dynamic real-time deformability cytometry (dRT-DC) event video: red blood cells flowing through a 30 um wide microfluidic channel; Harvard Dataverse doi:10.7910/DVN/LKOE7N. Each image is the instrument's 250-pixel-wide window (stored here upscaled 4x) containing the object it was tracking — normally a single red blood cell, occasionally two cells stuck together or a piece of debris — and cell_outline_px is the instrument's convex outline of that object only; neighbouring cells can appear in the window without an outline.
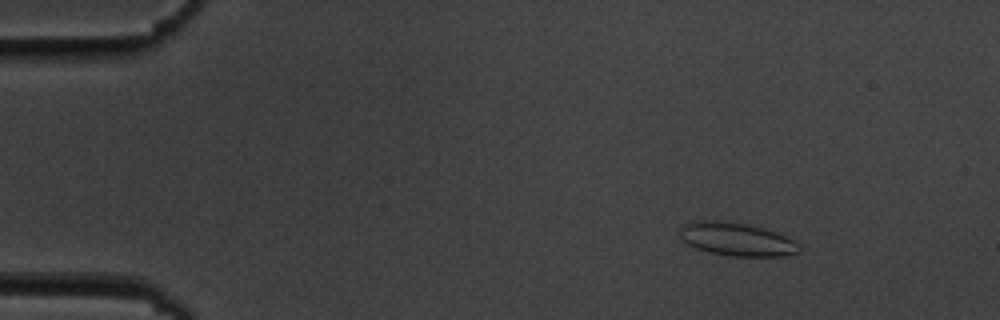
{"species": "common noctule bat (a hibernating species)", "species_latin": "Nyctalus noctula", "temperature_condition": "cold", "stored_images_in_passage": 56, "camera_frame_rate_fps": 3000, "um_per_image_px": 0.085, "animal": {"sex": "male", "body_mass_g": 19.5, "forearm_length_mm": 54.6}, "frame": {"image": 1, "passage_image": 7, "time_ms": 2.0, "image_size_px": [1000, 320], "cell_outline_px": [[800, 252], [780, 256], [732, 256], [712, 252], [696, 248], [688, 244], [680, 236], [680, 228], [684, 224], [696, 220], [704, 220], [748, 224], [764, 228], [784, 236], [800, 244]], "centroid_in_image_um": [62.62, 20.34], "position_along_channel_um": 22.4, "area_um2": 22.72}}
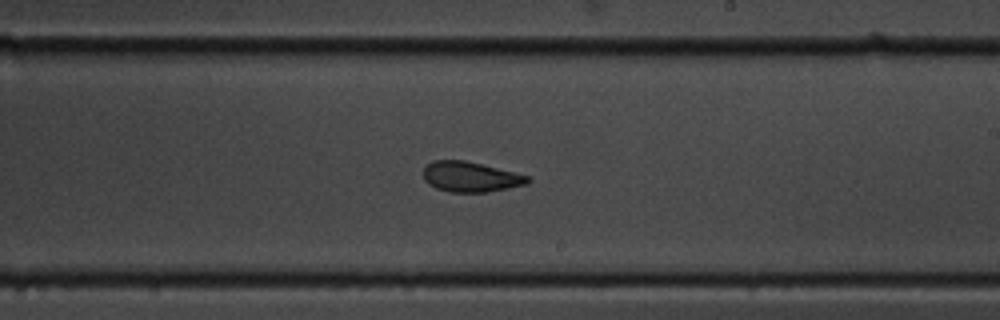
{"frame": {"image": 2, "passage_image": 33, "time_ms": 10.667, "image_size_px": [1000, 320], "cell_outline_px": [[532, 180], [528, 184], [488, 192], [448, 192], [436, 188], [428, 184], [424, 180], [424, 168], [432, 160], [464, 160], [528, 176]], "centroid_in_image_um": [39.97, 15.04], "position_along_channel_um": 249.0, "area_um2": 18.26}}
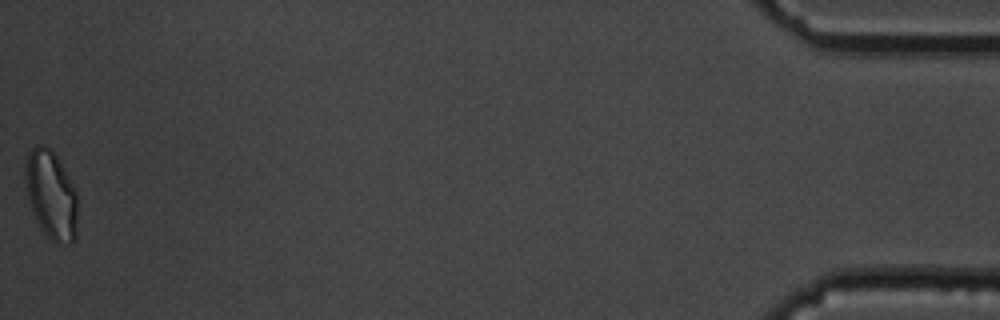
{"frame": {"image": 3, "passage_image": 56, "time_ms": 18.333, "image_size_px": [1000, 320], "cell_outline_px": [[76, 236], [68, 244], [52, 240], [44, 232], [32, 208], [24, 184], [24, 164], [32, 148], [36, 144], [44, 144], [56, 156], [76, 188]], "centroid_in_image_um": [4.34, 16.51], "position_along_channel_um": 430.9, "area_um2": 26.47}, "authors_computed_cell_mechanics": {"area_um2": 20.1144, "velocity_mm_per_s": 3.5679, "shape_relaxation_time_tau1_ms": 8.5649, "shape_relaxation_time_tau2_ms": 2.1939, "deformation_change_tau1": 0.203, "deformation_change_tau2": 0.0663}}